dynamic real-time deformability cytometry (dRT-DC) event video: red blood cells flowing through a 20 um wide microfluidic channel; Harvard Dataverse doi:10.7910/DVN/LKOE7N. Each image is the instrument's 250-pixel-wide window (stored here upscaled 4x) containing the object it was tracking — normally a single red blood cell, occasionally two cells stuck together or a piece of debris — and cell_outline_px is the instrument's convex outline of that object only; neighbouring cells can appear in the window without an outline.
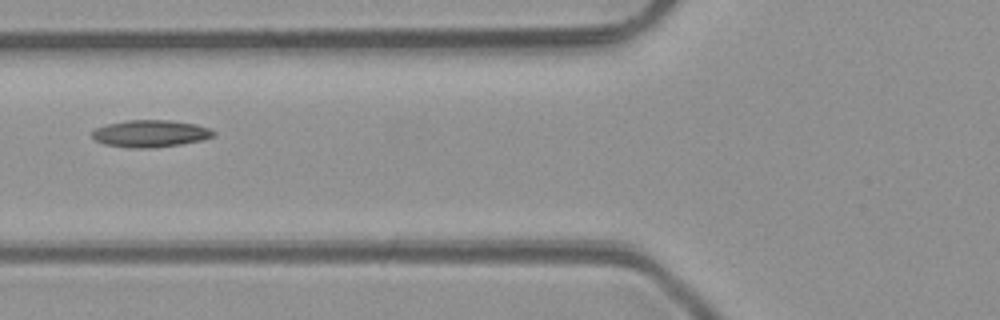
{"species": "common noctule bat (a hibernating species)", "species_latin": "Nyctalus noctula", "temperature_condition": "room temperature", "stored_images_in_passage": 4, "camera_frame_rate_fps": 3000, "um_per_image_px": 0.085, "animal": {"sex": "male", "body_mass_g": 23.1, "forearm_length_mm": 52.7}, "frame": {"image": 1, "passage_image": 3, "time_ms": 2.333, "image_size_px": [1000, 320], "cell_outline_px": [[216, 136], [200, 140], [180, 144], [152, 148], [132, 148], [104, 144], [96, 140], [92, 136], [92, 132], [96, 128], [108, 124], [128, 120], [172, 120], [196, 124], [212, 128], [216, 132]], "centroid_in_image_um": [12.84, 11.35], "position_along_channel_um": 113.0, "area_um2": 19.19}}
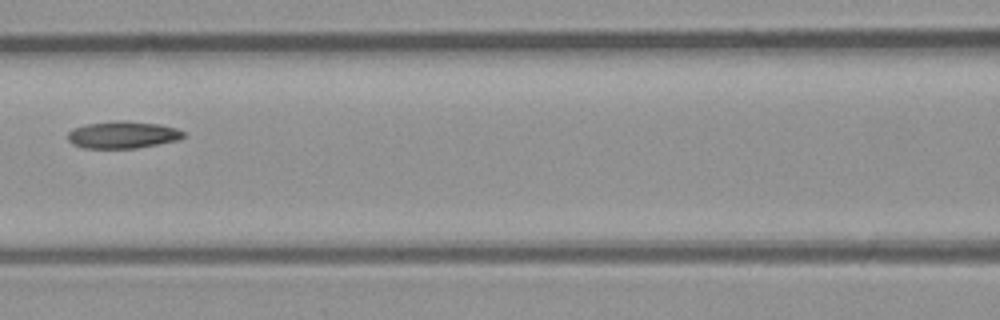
{"frame": {"image": 2, "passage_image": 4, "time_ms": 3.333, "image_size_px": [1000, 320], "cell_outline_px": [[184, 136], [180, 140], [136, 148], [84, 148], [72, 144], [68, 140], [68, 132], [84, 124], [112, 120], [128, 120], [160, 124], [176, 128], [184, 132]], "centroid_in_image_um": [10.44, 11.44], "position_along_channel_um": 156.2, "area_um2": 18.5}}